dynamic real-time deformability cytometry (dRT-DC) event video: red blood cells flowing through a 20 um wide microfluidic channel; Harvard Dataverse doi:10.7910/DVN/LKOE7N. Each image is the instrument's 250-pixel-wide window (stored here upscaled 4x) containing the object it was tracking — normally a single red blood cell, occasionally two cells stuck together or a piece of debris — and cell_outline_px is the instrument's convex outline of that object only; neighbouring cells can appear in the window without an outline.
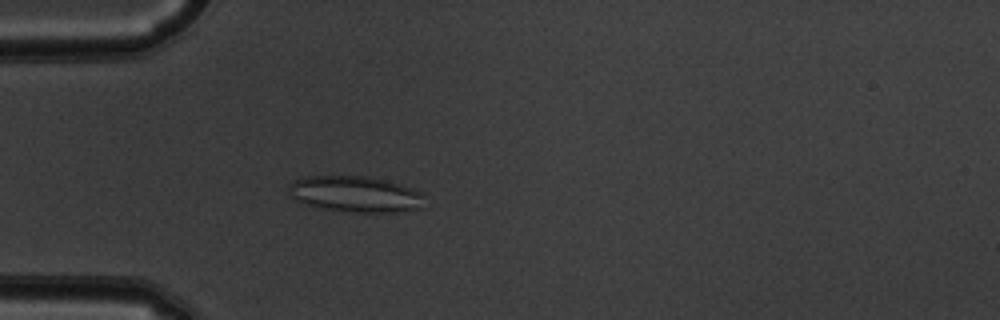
{"species": "common noctule bat (a hibernating species)", "species_latin": "Nyctalus noctula", "temperature_condition": "warm", "stored_images_in_passage": 52, "camera_frame_rate_fps": 3000, "um_per_image_px": 0.085, "animal": {"sex": "male", "body_mass_g": 19.5, "forearm_length_mm": 54.6}, "frame": {"image": 1, "passage_image": 15, "time_ms": 4.667, "image_size_px": [1000, 320], "cell_outline_px": [[424, 208], [400, 212], [352, 212], [324, 208], [300, 204], [292, 196], [288, 188], [288, 184], [292, 180], [304, 176], [364, 176], [388, 180], [400, 184], [420, 192]], "centroid_in_image_um": [30.16, 16.5], "position_along_channel_um": 54.8, "area_um2": 28.67}}
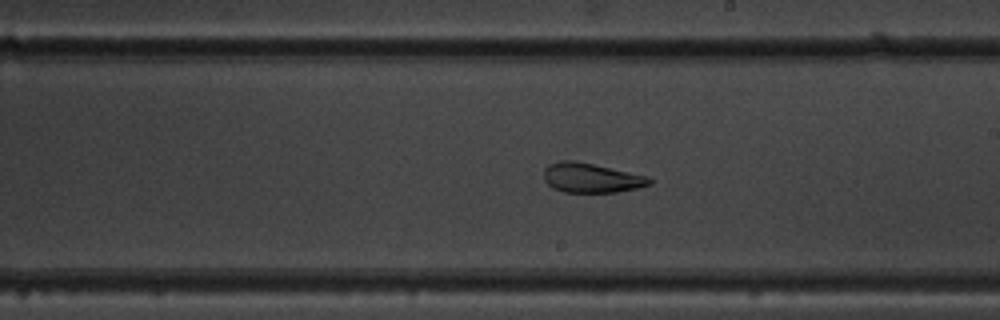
{"frame": {"image": 2, "passage_image": 30, "time_ms": 9.667, "image_size_px": [1000, 320], "cell_outline_px": [[652, 184], [636, 188], [616, 192], [564, 192], [552, 188], [544, 180], [544, 168], [548, 164], [560, 160], [572, 160], [592, 164], [648, 176], [652, 180]], "centroid_in_image_um": [50.23, 15.12], "position_along_channel_um": 238.8, "area_um2": 18.15}}
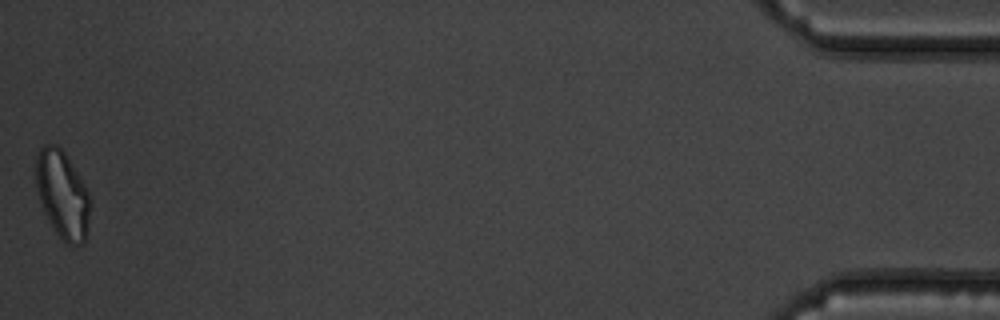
{"frame": {"image": 3, "passage_image": 52, "time_ms": 17.0, "image_size_px": [1000, 320], "cell_outline_px": [[92, 204], [84, 244], [68, 244], [56, 232], [48, 220], [44, 212], [36, 188], [36, 156], [40, 148], [44, 144], [56, 144], [64, 152], [84, 184], [92, 200]], "centroid_in_image_um": [5.32, 16.53], "position_along_channel_um": 429.9, "area_um2": 27.63}, "authors_computed_cell_mechanics": {"area_um2": 25.2008, "velocity_mm_per_s": 3.8535, "shape_relaxation_time_tau1_ms": null, "shape_relaxation_time_tau2_ms": 2.0052, "deformation_change_tau1": null, "deformation_change_tau2": 0.0874}}